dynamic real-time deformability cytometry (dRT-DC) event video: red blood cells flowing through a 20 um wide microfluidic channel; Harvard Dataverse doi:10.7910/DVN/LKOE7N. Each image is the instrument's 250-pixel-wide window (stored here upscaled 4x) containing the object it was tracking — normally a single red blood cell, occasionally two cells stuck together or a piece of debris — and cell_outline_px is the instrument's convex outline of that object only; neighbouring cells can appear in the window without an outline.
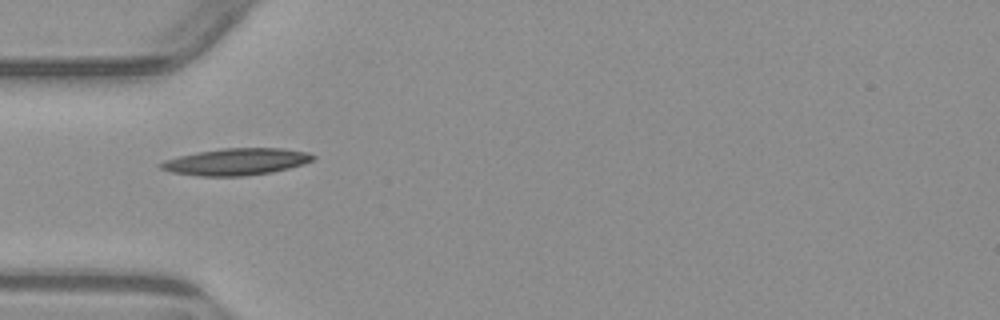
{"species": "common noctule bat (a hibernating species)", "species_latin": "Nyctalus noctula", "temperature_condition": "warm", "stored_images_in_passage": 3, "camera_frame_rate_fps": 3000, "um_per_image_px": 0.085, "animal": {"sex": "male", "body_mass_g": 23.1, "forearm_length_mm": 52.7}, "frame": {"image": 1, "passage_image": 1, "time_ms": 0.0, "image_size_px": [1000, 320], "cell_outline_px": [[316, 156], [312, 160], [304, 164], [272, 172], [244, 176], [196, 176], [172, 172], [160, 168], [156, 164], [164, 160], [180, 156], [200, 152], [224, 148], [284, 148], [308, 152]], "centroid_in_image_um": [20.08, 13.75], "position_along_channel_um": 64.9, "area_um2": 23.76}}
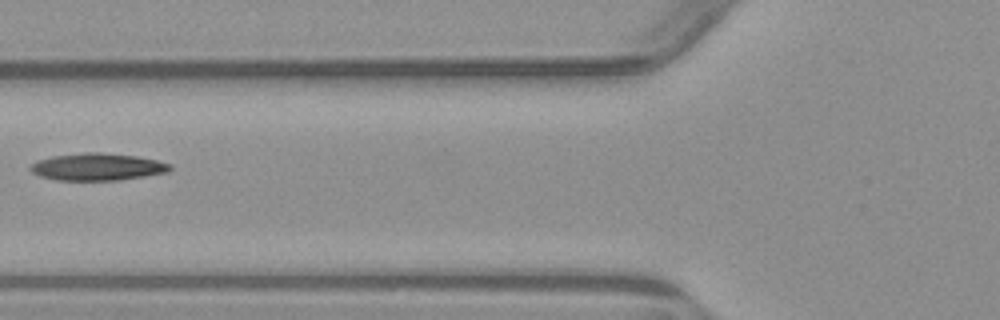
{"frame": {"image": 2, "passage_image": 2, "time_ms": 1.333, "image_size_px": [1000, 320], "cell_outline_px": [[172, 168], [168, 172], [120, 180], [56, 180], [40, 176], [32, 172], [28, 168], [36, 160], [52, 156], [88, 152], [100, 152], [136, 156], [156, 160], [172, 164]], "centroid_in_image_um": [8.27, 14.18], "position_along_channel_um": 117.5, "area_um2": 22.14}}
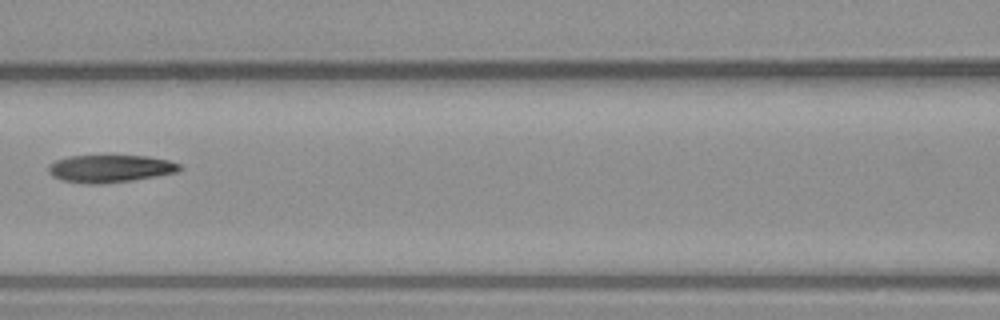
{"frame": {"image": 3, "passage_image": 3, "time_ms": 2.333, "image_size_px": [1000, 320], "cell_outline_px": [[180, 172], [132, 180], [100, 184], [88, 184], [60, 180], [52, 176], [48, 172], [48, 164], [56, 160], [68, 156], [148, 156], [168, 160], [180, 164]], "centroid_in_image_um": [9.33, 14.33], "position_along_channel_um": 157.3, "area_um2": 21.1}}